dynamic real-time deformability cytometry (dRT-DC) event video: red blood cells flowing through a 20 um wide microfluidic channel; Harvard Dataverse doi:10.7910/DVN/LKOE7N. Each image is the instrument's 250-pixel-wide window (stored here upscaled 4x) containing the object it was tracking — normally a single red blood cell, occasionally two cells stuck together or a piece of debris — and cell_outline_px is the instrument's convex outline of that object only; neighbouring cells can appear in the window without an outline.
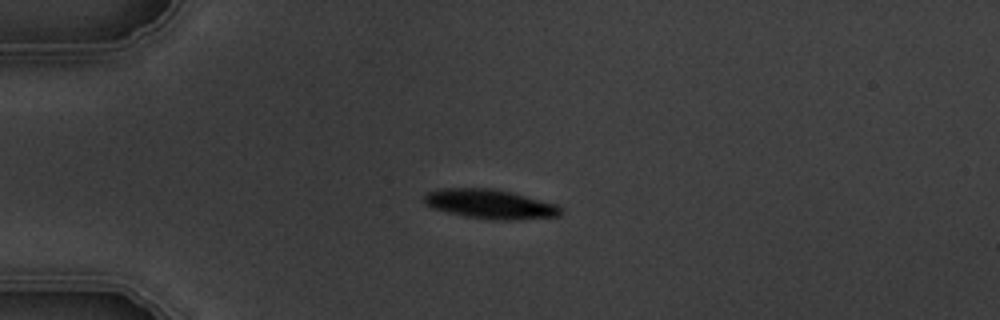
{"species": "common noctule bat (a hibernating species)", "species_latin": "Nyctalus noctula", "temperature_condition": "warm", "stored_images_in_passage": 2, "camera_frame_rate_fps": 3000, "um_per_image_px": 0.085, "animal": {"sex": "male", "body_mass_g": 19.5, "forearm_length_mm": 54.6}, "frame": {"image": 1, "passage_image": 1, "time_ms": 0.0, "image_size_px": [1000, 320], "cell_outline_px": [[560, 216], [516, 220], [492, 220], [464, 216], [432, 208], [424, 204], [424, 196], [428, 192], [436, 188], [492, 188], [512, 192], [556, 204], [560, 208]], "centroid_in_image_um": [41.62, 17.34], "position_along_channel_um": 43.4, "area_um2": 23.47}}